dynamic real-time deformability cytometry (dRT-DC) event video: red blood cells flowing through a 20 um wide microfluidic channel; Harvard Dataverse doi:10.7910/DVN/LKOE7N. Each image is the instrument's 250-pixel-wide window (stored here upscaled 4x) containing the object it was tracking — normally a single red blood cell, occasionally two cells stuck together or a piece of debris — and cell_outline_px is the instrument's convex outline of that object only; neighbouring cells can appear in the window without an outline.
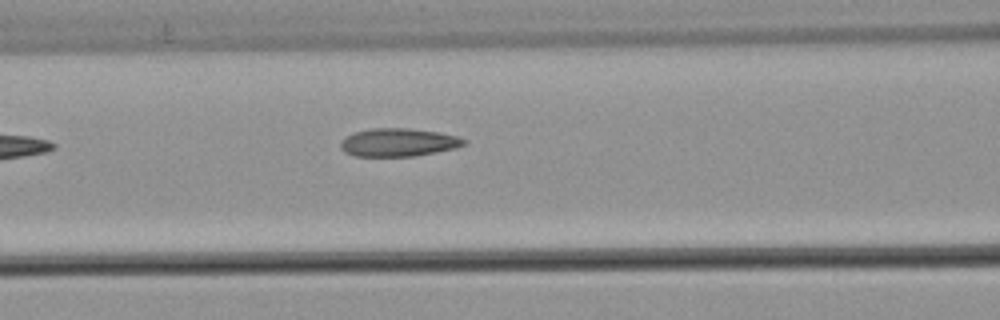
{"species": "common noctule bat (a hibernating species)", "species_latin": "Nyctalus noctula", "temperature_condition": "warm", "stored_images_in_passage": 5, "camera_frame_rate_fps": 3000, "um_per_image_px": 0.085, "animal": {"sex": "male", "body_mass_g": 21.5, "forearm_length_mm": 52.0}, "frame": {"image": 1, "passage_image": 5, "time_ms": 1.333, "image_size_px": [1000, 320], "cell_outline_px": [[468, 144], [456, 148], [416, 156], [352, 156], [344, 152], [340, 148], [340, 140], [356, 132], [372, 128], [408, 128], [440, 132], [456, 136], [468, 140]], "centroid_in_image_um": [33.89, 12.11], "position_along_channel_um": 132.7, "area_um2": 20.4}}